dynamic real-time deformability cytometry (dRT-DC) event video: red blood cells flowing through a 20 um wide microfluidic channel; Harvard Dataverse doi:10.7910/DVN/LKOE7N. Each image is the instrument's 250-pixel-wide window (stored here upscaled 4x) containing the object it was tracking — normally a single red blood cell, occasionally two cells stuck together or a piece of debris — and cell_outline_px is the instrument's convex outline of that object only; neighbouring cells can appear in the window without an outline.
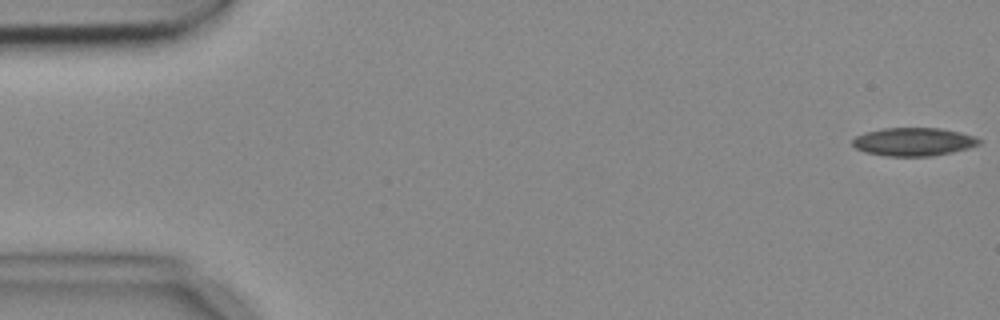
{"species": "common noctule bat (a hibernating species)", "species_latin": "Nyctalus noctula", "temperature_condition": "cold", "stored_images_in_passage": 4, "camera_frame_rate_fps": 3000, "um_per_image_px": 0.085, "animal": {"sex": "female", "body_mass_g": 18.4}, "frame": {"image": 1, "passage_image": 1, "time_ms": 0.0, "image_size_px": [1000, 320], "cell_outline_px": [[984, 140], [980, 144], [968, 148], [952, 152], [932, 156], [888, 156], [868, 152], [856, 148], [852, 144], [852, 140], [856, 136], [864, 132], [880, 128], [940, 128], [960, 132], [976, 136]], "centroid_in_image_um": [77.69, 12.04], "position_along_channel_um": 7.3, "area_um2": 20.92}}
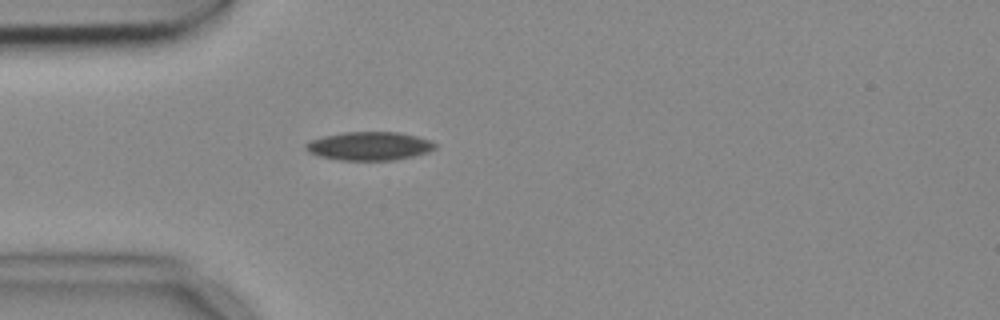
{"frame": {"image": 2, "passage_image": 4, "time_ms": 1.0, "image_size_px": [1000, 320], "cell_outline_px": [[436, 148], [428, 152], [396, 160], [340, 160], [320, 156], [308, 152], [304, 148], [304, 144], [312, 140], [324, 136], [344, 132], [400, 132], [432, 140], [436, 144]], "centroid_in_image_um": [31.41, 12.41], "position_along_channel_um": 53.6, "area_um2": 21.5}}